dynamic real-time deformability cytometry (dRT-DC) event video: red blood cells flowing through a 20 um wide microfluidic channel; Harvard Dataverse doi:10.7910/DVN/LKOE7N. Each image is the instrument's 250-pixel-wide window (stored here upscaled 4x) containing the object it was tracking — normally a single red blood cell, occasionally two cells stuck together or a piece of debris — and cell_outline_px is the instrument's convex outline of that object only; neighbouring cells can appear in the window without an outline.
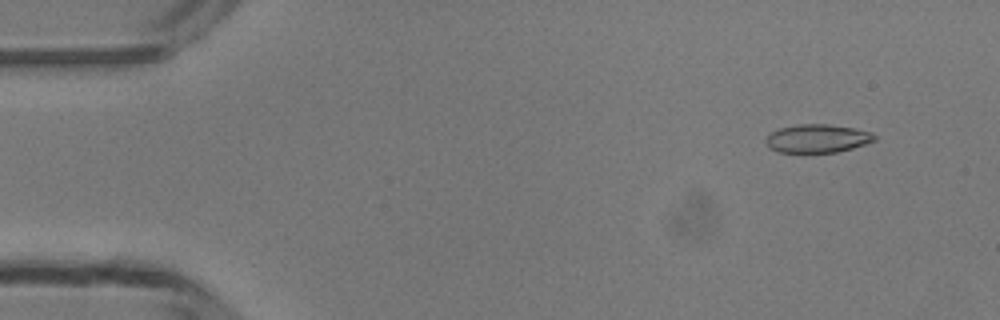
{"species": "common noctule bat (a hibernating species)", "species_latin": "Nyctalus noctula", "temperature_condition": "room temperature", "stored_images_in_passage": 48, "camera_frame_rate_fps": 3000, "um_per_image_px": 0.085, "animal": {"sex": "male", "body_mass_g": 13.3}, "frame": {"image": 1, "passage_image": 4, "time_ms": 1.0, "image_size_px": [1000, 320], "cell_outline_px": [[876, 140], [852, 148], [836, 152], [780, 152], [768, 148], [764, 140], [772, 132], [780, 128], [796, 124], [828, 124], [852, 128], [872, 132], [876, 136]], "centroid_in_image_um": [69.46, 11.77], "position_along_channel_um": 15.5, "area_um2": 17.86}}
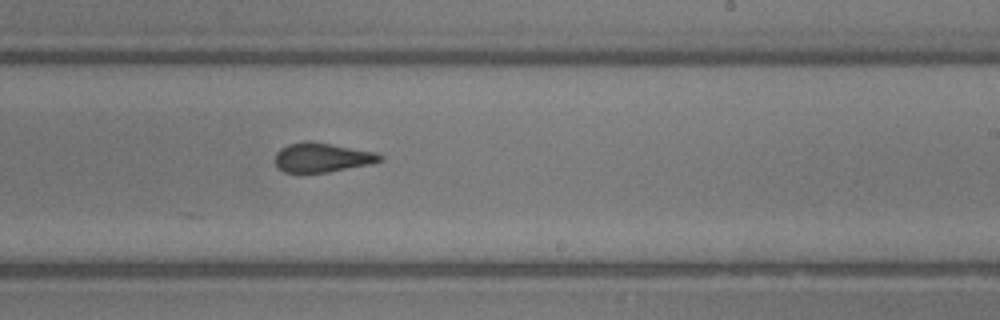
{"frame": {"image": 2, "passage_image": 29, "time_ms": 9.333, "image_size_px": [1000, 320], "cell_outline_px": [[384, 160], [372, 164], [328, 172], [300, 176], [284, 172], [276, 164], [276, 152], [280, 148], [288, 144], [304, 140], [312, 140], [376, 152], [384, 156]], "centroid_in_image_um": [27.37, 13.41], "position_along_channel_um": 261.6, "area_um2": 18.79}}
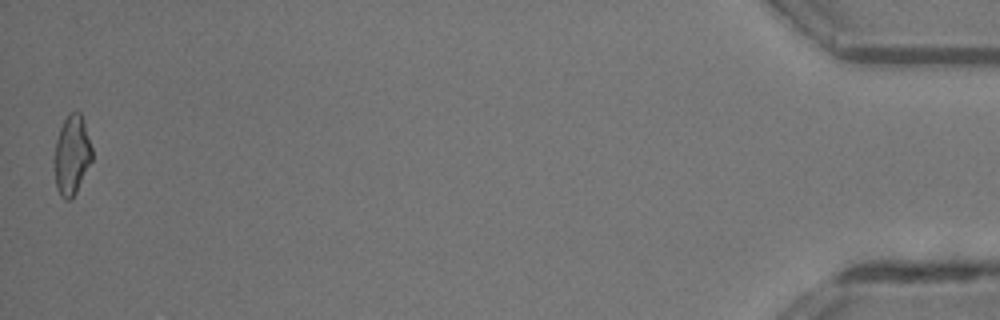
{"frame": {"image": 3, "passage_image": 48, "time_ms": 15.667, "image_size_px": [1000, 320], "cell_outline_px": [[92, 160], [76, 192], [68, 200], [64, 200], [60, 196], [56, 188], [52, 160], [56, 140], [60, 128], [68, 112], [80, 112], [92, 148]], "centroid_in_image_um": [6.06, 13.2], "position_along_channel_um": 429.1, "area_um2": 17.63}, "authors_computed_cell_mechanics": {"area_um2": 18.2648, "velocity_mm_per_s": 4.2217, "shape_relaxation_time_tau1_ms": 6.6671, "shape_relaxation_time_tau2_ms": 1.1689, "deformation_change_tau1": 0.203, "deformation_change_tau2": 0.1013}}